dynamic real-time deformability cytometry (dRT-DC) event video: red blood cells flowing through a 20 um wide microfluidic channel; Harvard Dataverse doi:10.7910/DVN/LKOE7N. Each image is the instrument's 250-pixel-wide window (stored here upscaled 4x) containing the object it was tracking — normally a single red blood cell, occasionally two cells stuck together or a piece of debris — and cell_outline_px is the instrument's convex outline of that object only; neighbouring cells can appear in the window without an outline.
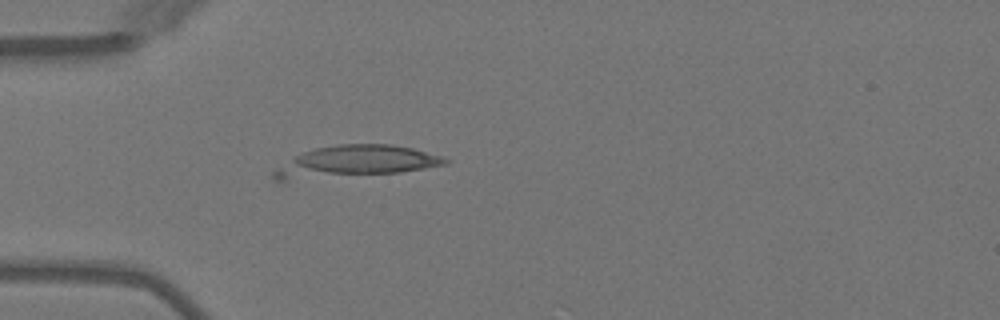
{"species": "Egyptian fruit bat (a non-hibernating species)", "species_latin": "Rousettus aegyptiacus", "temperature_condition": "warm", "stored_images_in_passage": 4, "camera_frame_rate_fps": 3000, "um_per_image_px": 0.085, "animal": {"sex": "female"}, "frame": {"image": 1, "passage_image": 4, "time_ms": 3.333, "image_size_px": [1000, 320], "cell_outline_px": [[448, 164], [400, 172], [284, 180], [276, 180], [272, 176], [272, 172], [296, 156], [304, 152], [316, 148], [336, 144], [392, 144], [412, 148], [444, 156], [448, 160]], "centroid_in_image_um": [30.28, 13.71], "position_along_channel_um": 54.7, "area_um2": 30.81}}